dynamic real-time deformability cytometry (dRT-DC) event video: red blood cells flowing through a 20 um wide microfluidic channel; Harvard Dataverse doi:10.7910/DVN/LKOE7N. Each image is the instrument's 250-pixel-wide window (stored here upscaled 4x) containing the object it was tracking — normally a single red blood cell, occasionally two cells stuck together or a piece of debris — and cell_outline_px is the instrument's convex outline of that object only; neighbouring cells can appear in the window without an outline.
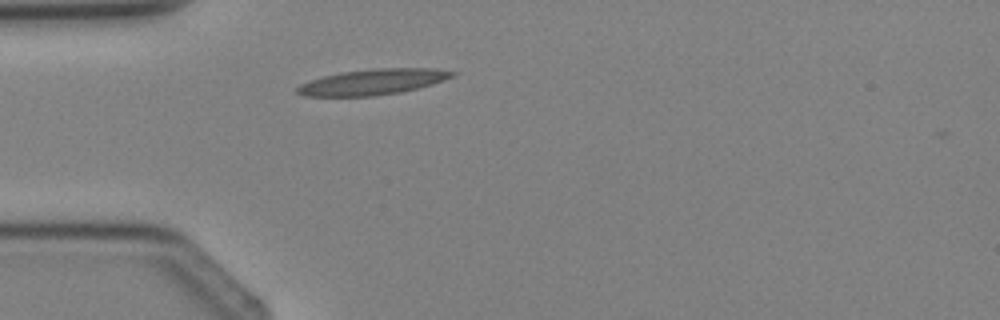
{"species": "Egyptian fruit bat (a non-hibernating species)", "species_latin": "Rousettus aegyptiacus", "temperature_condition": "cold", "stored_images_in_passage": 1, "camera_frame_rate_fps": 3000, "um_per_image_px": 0.085, "animal": {"sex": "female"}, "frame": {"image": 1, "passage_image": 1, "time_ms": 0.0, "image_size_px": [1000, 320], "cell_outline_px": [[460, 72], [456, 76], [432, 84], [400, 92], [372, 96], [304, 96], [296, 92], [296, 88], [300, 84], [324, 76], [340, 72], [372, 68], [432, 68]], "centroid_in_image_um": [31.73, 6.95], "position_along_channel_um": 53.3, "area_um2": 23.24}}